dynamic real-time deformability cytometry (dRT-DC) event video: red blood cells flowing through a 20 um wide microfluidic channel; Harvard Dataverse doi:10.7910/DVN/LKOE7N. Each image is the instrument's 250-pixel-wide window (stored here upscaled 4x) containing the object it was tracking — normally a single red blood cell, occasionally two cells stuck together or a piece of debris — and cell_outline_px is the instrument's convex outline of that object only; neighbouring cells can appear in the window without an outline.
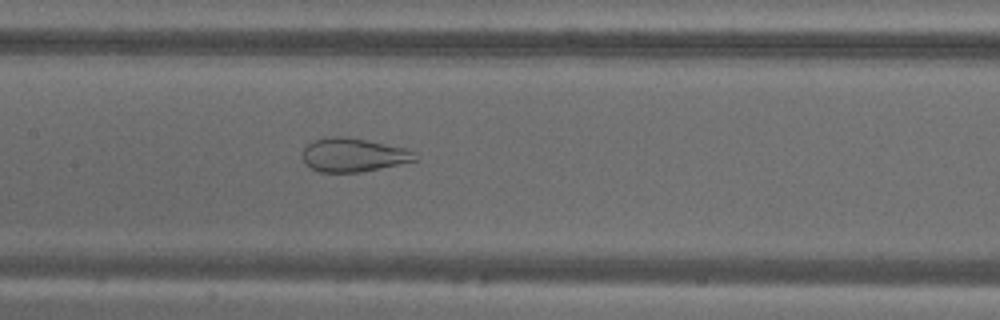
{"species": "common noctule bat (a hibernating species)", "species_latin": "Nyctalus noctula", "temperature_condition": "warm", "stored_images_in_passage": 56, "camera_frame_rate_fps": 3000, "um_per_image_px": 0.085, "animal": {"sex": "male", "body_mass_g": 18.8}, "frame": {"image": 1, "passage_image": 27, "time_ms": 8.667, "image_size_px": [1000, 320], "cell_outline_px": [[416, 160], [380, 168], [360, 172], [320, 172], [312, 168], [304, 160], [304, 148], [308, 144], [316, 140], [328, 136], [344, 136], [368, 140], [408, 148], [416, 152]], "centroid_in_image_um": [30.08, 13.15], "position_along_channel_um": 177.3, "area_um2": 21.91}}
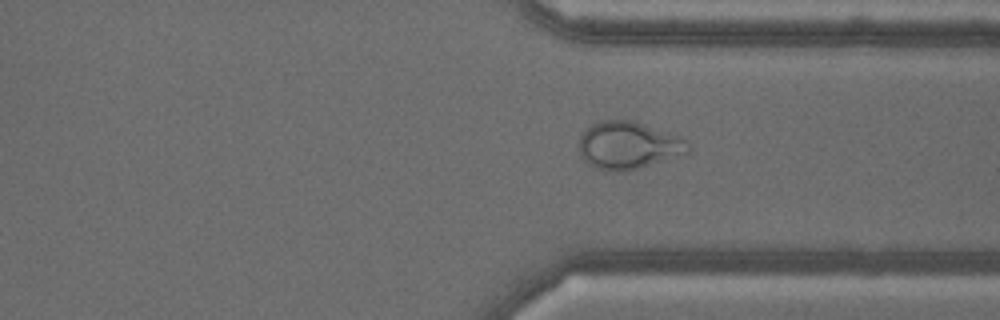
{"frame": {"image": 2, "passage_image": 42, "time_ms": 13.667, "image_size_px": [1000, 320], "cell_outline_px": [[692, 152], [640, 168], [624, 172], [604, 172], [592, 168], [580, 156], [580, 136], [592, 124], [600, 120], [628, 120], [680, 136], [688, 140], [692, 144]], "centroid_in_image_um": [53.44, 12.4], "position_along_channel_um": 358.0, "area_um2": 30.63}}
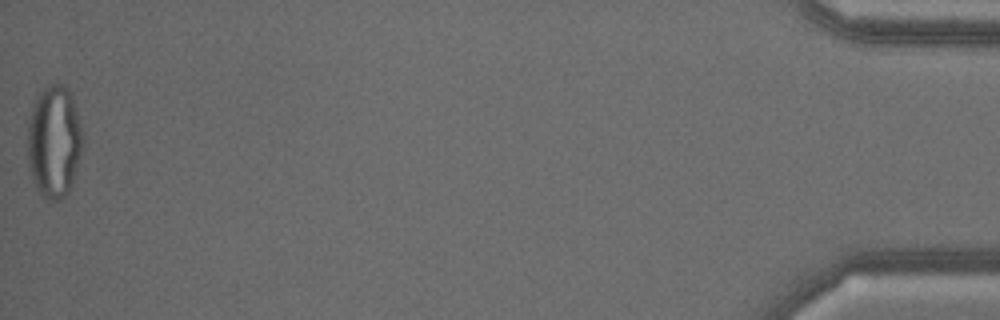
{"frame": {"image": 3, "passage_image": 56, "time_ms": 18.333, "image_size_px": [1000, 320], "cell_outline_px": [[84, 144], [72, 184], [68, 192], [60, 200], [48, 200], [40, 196], [32, 180], [28, 168], [28, 124], [32, 108], [40, 92], [44, 88], [56, 80], [64, 84], [68, 88], [72, 96], [84, 136]], "centroid_in_image_um": [4.61, 12.04], "position_along_channel_um": 430.6, "area_um2": 36.7}}